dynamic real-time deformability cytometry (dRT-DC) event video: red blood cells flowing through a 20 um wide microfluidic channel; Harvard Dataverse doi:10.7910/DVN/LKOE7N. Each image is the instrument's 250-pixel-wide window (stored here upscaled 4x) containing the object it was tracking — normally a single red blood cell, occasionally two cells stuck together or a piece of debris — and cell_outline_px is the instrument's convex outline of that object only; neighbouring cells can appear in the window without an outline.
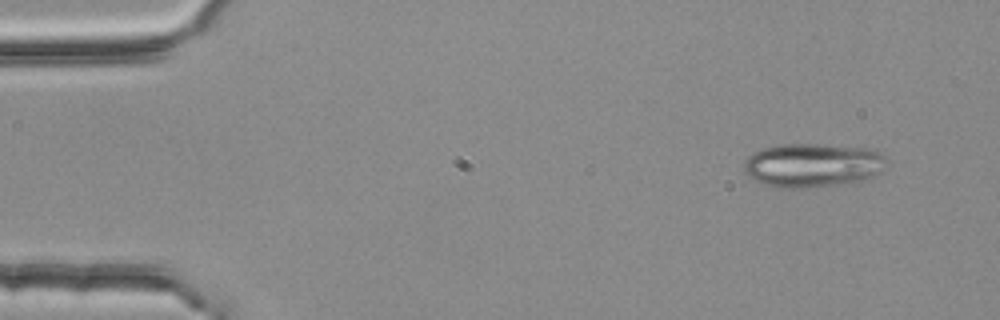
{"species": "common noctule bat (a hibernating species)", "species_latin": "Nyctalus noctula", "temperature_condition": "room temperature", "stored_images_in_passage": 4, "camera_frame_rate_fps": 3000, "um_per_image_px": 0.085, "animal": {"sex": "female", "body_mass_g": 25.1}, "frame": {"image": 1, "passage_image": 1, "time_ms": 0.0, "image_size_px": [1000, 320], "cell_outline_px": [[888, 160], [880, 172], [872, 176], [860, 180], [840, 184], [808, 188], [780, 188], [764, 184], [752, 180], [744, 172], [744, 160], [752, 152], [764, 148], [780, 144], [816, 144], [876, 148]], "centroid_in_image_um": [69.06, 14.03], "position_along_channel_um": 15.9, "area_um2": 36.88}}